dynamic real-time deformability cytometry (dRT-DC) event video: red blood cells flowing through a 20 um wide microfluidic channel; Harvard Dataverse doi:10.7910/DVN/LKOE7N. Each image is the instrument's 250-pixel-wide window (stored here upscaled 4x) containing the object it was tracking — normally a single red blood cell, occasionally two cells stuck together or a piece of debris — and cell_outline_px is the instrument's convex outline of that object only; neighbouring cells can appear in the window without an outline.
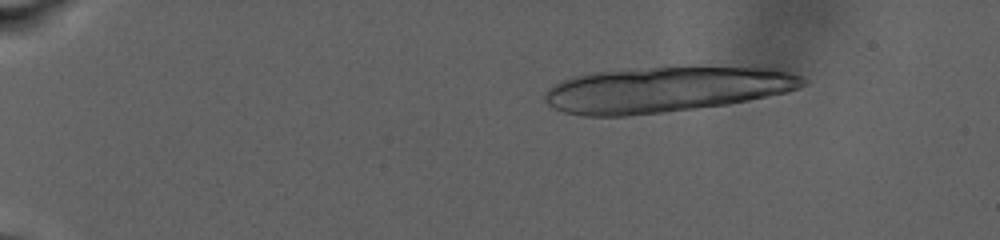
{"species": "human", "species_latin": "Homo sapiens", "temperature_condition": "warm", "stored_images_in_passage": 51, "camera_frame_rate_fps": 3000, "um_per_image_px": 0.085, "donor": {"sex": "male"}, "frame": {"image": 1, "passage_image": 14, "time_ms": 3.667, "image_size_px": [1000, 240], "cell_outline_px": [[808, 84], [784, 92], [748, 100], [728, 104], [664, 112], [624, 116], [584, 116], [564, 112], [552, 108], [544, 100], [544, 92], [548, 88], [572, 76], [592, 72], [664, 64], [776, 64], [808, 80]], "centroid_in_image_um": [56.77, 7.5], "position_along_channel_um": 28.2, "area_um2": 72.08}}
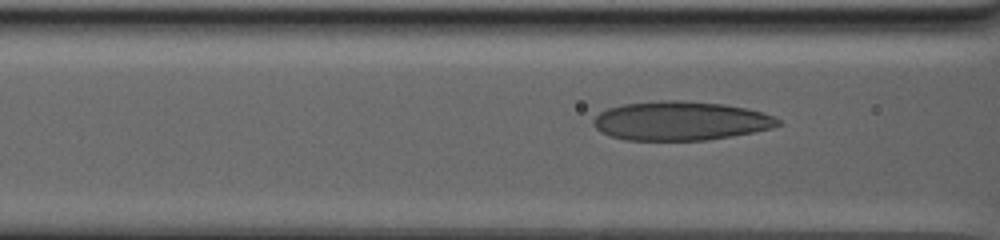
{"frame": {"image": 2, "passage_image": 46, "time_ms": 10.667, "image_size_px": [1000, 240], "cell_outline_px": [[784, 124], [772, 128], [752, 132], [708, 140], [628, 140], [612, 136], [600, 132], [592, 124], [592, 120], [600, 112], [608, 108], [624, 104], [664, 100], [680, 100], [724, 104], [748, 108], [772, 116], [780, 120]], "centroid_in_image_um": [57.85, 10.27], "position_along_channel_um": 108.8, "area_um2": 41.91}}